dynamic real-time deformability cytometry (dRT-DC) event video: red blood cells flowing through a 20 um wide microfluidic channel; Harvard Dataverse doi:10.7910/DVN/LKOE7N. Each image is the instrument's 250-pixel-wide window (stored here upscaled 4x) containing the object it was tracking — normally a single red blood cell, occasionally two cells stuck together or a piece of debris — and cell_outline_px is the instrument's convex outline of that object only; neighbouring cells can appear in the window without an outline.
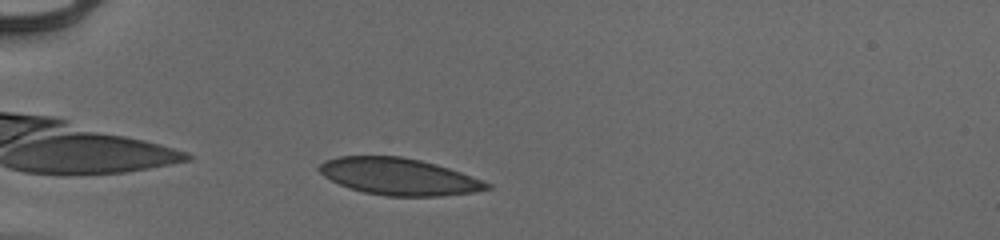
{"species": "human", "species_latin": "Homo sapiens", "temperature_condition": "cold", "stored_images_in_passage": 39, "camera_frame_rate_fps": 3000, "um_per_image_px": 0.085, "donor": {"sex": "male"}, "frame": {"image": 1, "passage_image": 2, "time_ms": 0.333, "image_size_px": [1000, 240], "cell_outline_px": [[492, 188], [472, 192], [440, 196], [388, 196], [364, 192], [348, 188], [324, 176], [316, 168], [324, 160], [336, 156], [400, 156], [420, 160], [436, 164], [472, 176], [492, 184]], "centroid_in_image_um": [33.88, 15.0], "position_along_channel_um": 51.1, "area_um2": 35.95}}
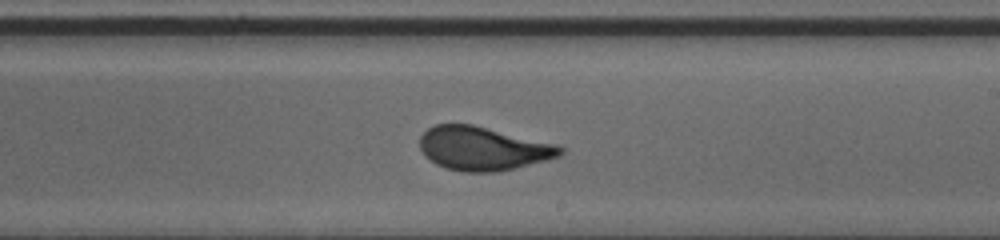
{"frame": {"image": 2, "passage_image": 19, "time_ms": 6.0, "image_size_px": [1000, 240], "cell_outline_px": [[564, 152], [560, 156], [548, 160], [500, 172], [464, 172], [448, 168], [436, 164], [424, 156], [420, 148], [420, 136], [428, 128], [436, 124], [472, 124], [560, 144], [564, 148]], "centroid_in_image_um": [41.1, 12.62], "position_along_channel_um": 247.9, "area_um2": 36.18}}
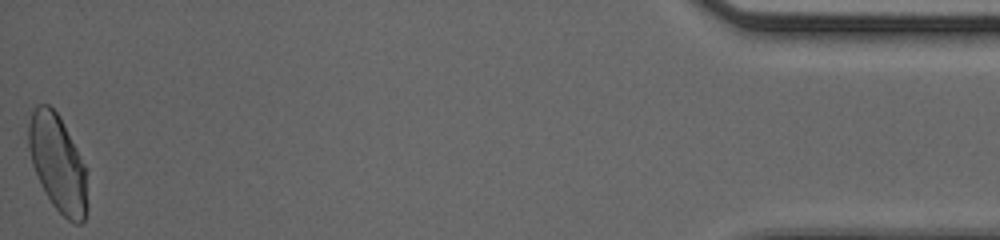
{"frame": {"image": 3, "passage_image": 39, "time_ms": 12.667, "image_size_px": [1000, 240], "cell_outline_px": [[88, 208], [84, 220], [80, 224], [72, 224], [52, 204], [40, 184], [32, 164], [28, 148], [28, 124], [32, 112], [36, 104], [48, 104], [60, 116], [88, 168]], "centroid_in_image_um": [4.95, 13.91], "position_along_channel_um": 430.2, "area_um2": 34.04}, "authors_computed_cell_mechanics": {"area_um2": 35.3736, "velocity_mm_per_s": 3.9409, "shape_relaxation_time_tau1_ms": 3.1831, "shape_relaxation_time_tau2_ms": null, "deformation_change_tau1": 0.1447, "deformation_change_tau2": null}}